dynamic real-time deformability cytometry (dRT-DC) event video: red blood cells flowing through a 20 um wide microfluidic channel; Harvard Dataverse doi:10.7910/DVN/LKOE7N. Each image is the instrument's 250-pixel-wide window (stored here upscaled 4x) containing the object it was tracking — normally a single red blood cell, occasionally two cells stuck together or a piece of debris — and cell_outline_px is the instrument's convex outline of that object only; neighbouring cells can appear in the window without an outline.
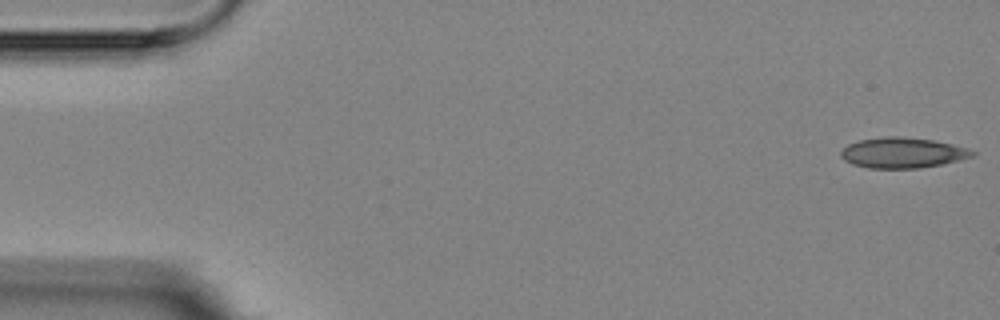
{"species": "Egyptian fruit bat (a non-hibernating species)", "species_latin": "Rousettus aegyptiacus", "temperature_condition": "room temperature", "stored_images_in_passage": 6, "camera_frame_rate_fps": 3000, "um_per_image_px": 0.085, "animal": {"sex": "female"}, "frame": {"image": 1, "passage_image": 1, "time_ms": 0.0, "image_size_px": [1000, 320], "cell_outline_px": [[976, 156], [940, 164], [920, 168], [868, 168], [852, 164], [844, 160], [840, 156], [840, 152], [848, 144], [860, 140], [884, 136], [900, 136], [932, 140], [952, 144], [968, 148], [976, 152]], "centroid_in_image_um": [76.71, 12.98], "position_along_channel_um": 8.3, "area_um2": 23.35}}